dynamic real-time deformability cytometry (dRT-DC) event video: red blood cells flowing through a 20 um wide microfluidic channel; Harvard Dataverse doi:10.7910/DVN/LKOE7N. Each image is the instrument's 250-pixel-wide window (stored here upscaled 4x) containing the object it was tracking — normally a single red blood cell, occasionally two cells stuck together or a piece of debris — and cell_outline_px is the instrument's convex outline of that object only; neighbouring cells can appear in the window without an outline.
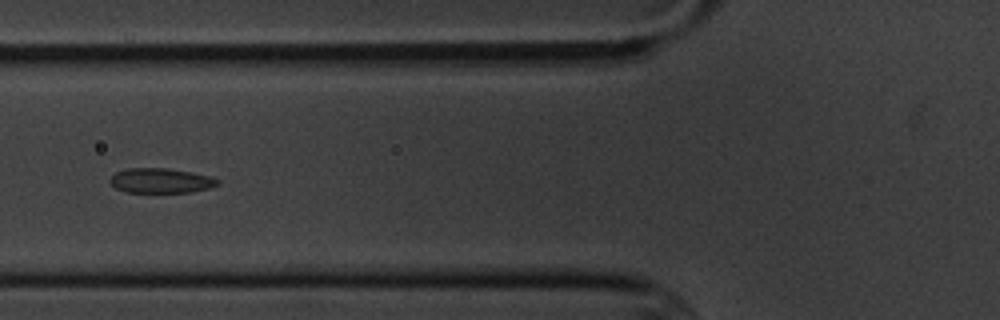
{"species": "common noctule bat (a hibernating species)", "species_latin": "Nyctalus noctula", "temperature_condition": "cold", "stored_images_in_passage": 7, "camera_frame_rate_fps": 3000, "um_per_image_px": 0.085, "animal": {"sex": "male", "body_mass_g": 20.1, "forearm_length_mm": 53.5}, "frame": {"image": 1, "passage_image": 7, "time_ms": 7.0, "image_size_px": [1000, 320], "cell_outline_px": [[220, 184], [208, 188], [192, 192], [124, 192], [116, 188], [108, 180], [116, 172], [128, 168], [164, 168], [192, 172], [212, 176], [220, 180]], "centroid_in_image_um": [13.69, 15.35], "position_along_channel_um": 112.1, "area_um2": 15.61}}